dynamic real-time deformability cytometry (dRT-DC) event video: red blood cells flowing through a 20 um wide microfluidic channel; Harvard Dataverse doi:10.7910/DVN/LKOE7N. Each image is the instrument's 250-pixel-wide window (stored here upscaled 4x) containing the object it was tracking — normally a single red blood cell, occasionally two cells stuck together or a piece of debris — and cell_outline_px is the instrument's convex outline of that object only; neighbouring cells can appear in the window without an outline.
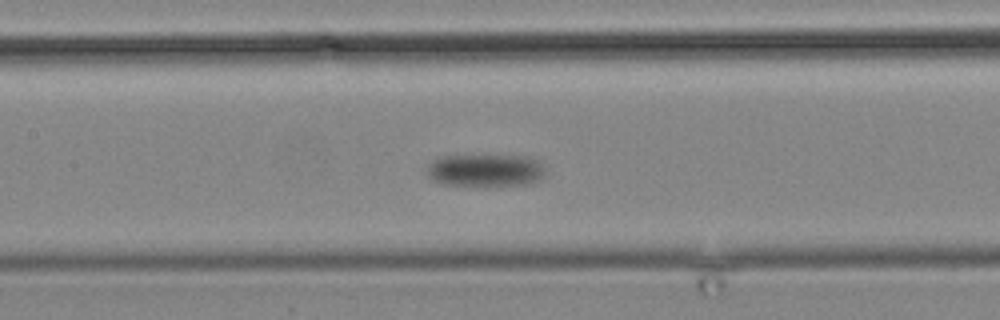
{"species": "common noctule bat (a hibernating species)", "species_latin": "Nyctalus noctula", "temperature_condition": "cold", "stored_images_in_passage": 19, "camera_frame_rate_fps": 3000, "um_per_image_px": 0.085, "animal": {"sex": "male", "body_mass_g": 19.2, "forearm_length_mm": 51.8}, "frame": {"image": 1, "passage_image": 16, "time_ms": 18.0, "image_size_px": [1000, 320], "cell_outline_px": [[548, 168], [544, 176], [540, 180], [528, 184], [484, 188], [444, 184], [432, 180], [428, 176], [424, 168], [432, 160], [440, 156], [528, 156], [540, 160]], "centroid_in_image_um": [41.3, 14.51], "position_along_channel_um": 166.1, "area_um2": 23.7}}
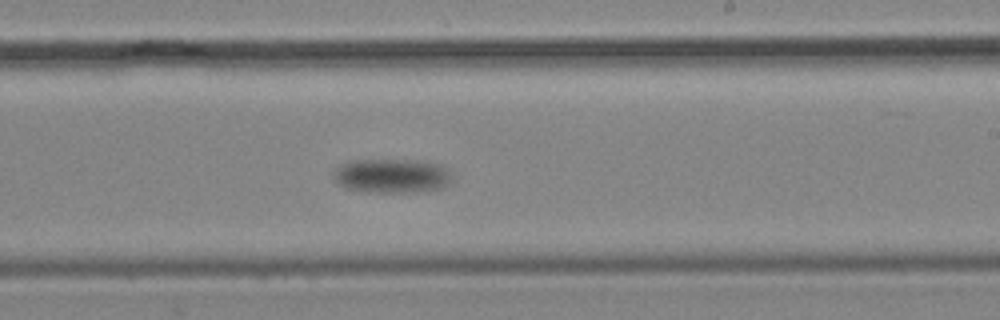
{"frame": {"image": 2, "passage_image": 19, "time_ms": 21.667, "image_size_px": [1000, 320], "cell_outline_px": [[452, 180], [448, 184], [440, 188], [416, 192], [376, 192], [348, 188], [340, 184], [332, 176], [332, 172], [340, 164], [348, 160], [416, 160], [440, 164], [448, 172]], "centroid_in_image_um": [33.28, 14.93], "position_along_channel_um": 255.7, "area_um2": 23.47}}